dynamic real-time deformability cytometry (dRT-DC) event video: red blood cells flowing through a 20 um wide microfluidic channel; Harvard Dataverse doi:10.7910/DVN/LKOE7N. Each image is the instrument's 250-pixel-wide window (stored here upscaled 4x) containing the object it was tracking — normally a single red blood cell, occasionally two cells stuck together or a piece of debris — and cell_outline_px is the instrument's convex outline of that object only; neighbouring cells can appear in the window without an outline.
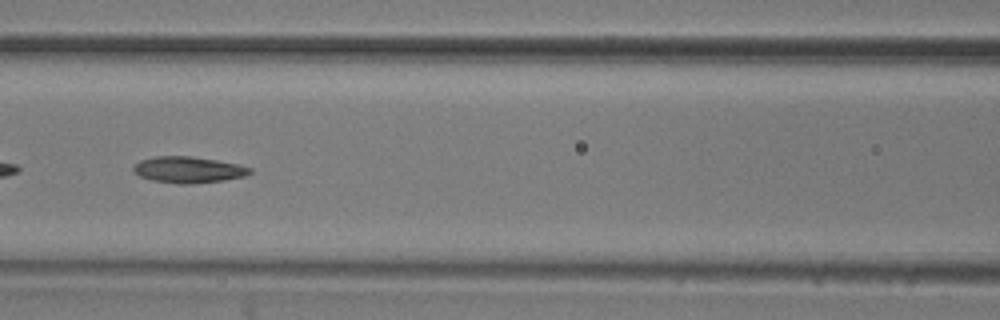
{"species": "common noctule bat (a hibernating species)", "species_latin": "Nyctalus noctula", "temperature_condition": "room temperature", "stored_images_in_passage": 35, "camera_frame_rate_fps": 3000, "um_per_image_px": 0.085, "animal": {"sex": "male", "body_mass_g": 20.5, "forearm_length_mm": 52.5}, "frame": {"image": 1, "passage_image": 15, "time_ms": 4.667, "image_size_px": [1000, 320], "cell_outline_px": [[252, 172], [244, 176], [224, 180], [192, 184], [176, 184], [152, 180], [140, 176], [132, 172], [132, 168], [140, 160], [156, 156], [188, 156], [216, 160], [240, 164], [252, 168]], "centroid_in_image_um": [16.0, 14.43], "position_along_channel_um": 150.6, "area_um2": 17.92}}
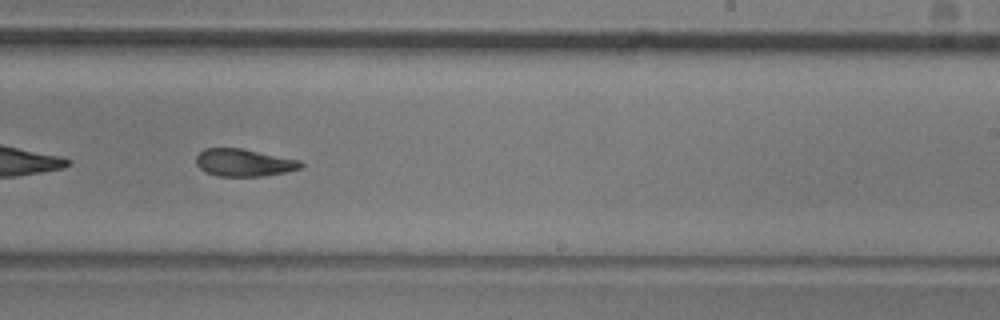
{"frame": {"image": 2, "passage_image": 25, "time_ms": 8.0, "image_size_px": [1000, 320], "cell_outline_px": [[304, 168], [264, 176], [220, 176], [204, 172], [196, 164], [196, 156], [204, 148], [244, 148], [300, 160], [304, 164]], "centroid_in_image_um": [20.75, 13.82], "position_along_channel_um": 268.2, "area_um2": 16.94}}
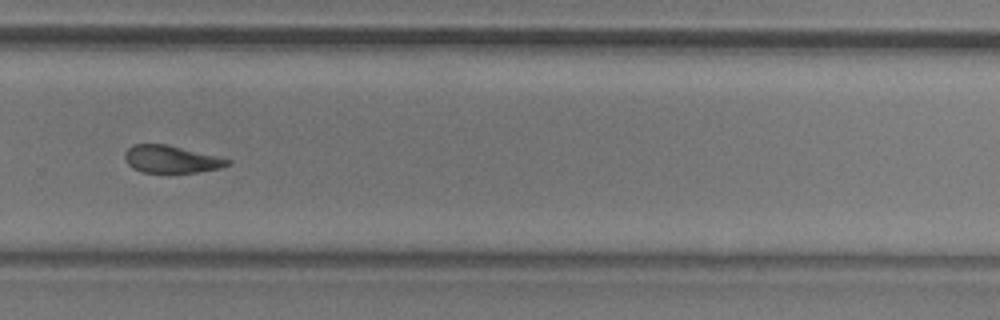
{"frame": {"image": 3, "passage_image": 29, "time_ms": 9.333, "image_size_px": [1000, 320], "cell_outline_px": [[232, 164], [220, 168], [196, 172], [140, 172], [132, 168], [128, 164], [124, 156], [124, 152], [132, 144], [164, 144], [232, 160]], "centroid_in_image_um": [14.52, 13.54], "position_along_channel_um": 315.3, "area_um2": 16.18}, "authors_computed_cell_mechanics": {"area_um2": 17.4556, "velocity_mm_per_s": 3.5402, "shape_relaxation_time_tau1_ms": 7.2381, "shape_relaxation_time_tau2_ms": 9.7265, "deformation_change_tau1": 0.1854, "deformation_change_tau2": 0.1722}}